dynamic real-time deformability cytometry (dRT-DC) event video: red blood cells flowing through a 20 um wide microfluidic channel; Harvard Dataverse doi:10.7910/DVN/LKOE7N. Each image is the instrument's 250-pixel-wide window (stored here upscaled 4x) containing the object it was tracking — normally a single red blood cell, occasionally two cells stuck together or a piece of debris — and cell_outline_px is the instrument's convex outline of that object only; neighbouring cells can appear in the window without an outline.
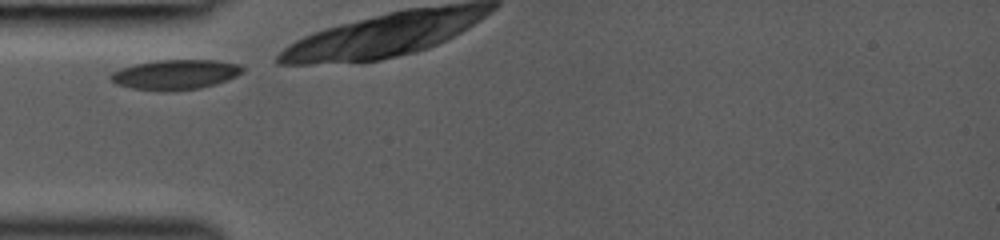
{"species": "common noctule bat (a hibernating species)", "species_latin": "Nyctalus noctula", "temperature_condition": "room temperature", "stored_images_in_passage": 4, "camera_frame_rate_fps": 3000, "um_per_image_px": 0.085, "animal": {"sex": "female", "body_mass_g": 19.0, "forearm_length_mm": 53.3}, "frame": {"image": 1, "passage_image": 1, "time_ms": 0.0, "image_size_px": [1000, 240], "cell_outline_px": [[244, 72], [236, 76], [200, 88], [168, 92], [132, 88], [116, 84], [108, 76], [112, 72], [120, 68], [136, 64], [156, 60], [216, 60], [240, 64], [244, 68]], "centroid_in_image_um": [14.89, 6.33], "position_along_channel_um": 70.1, "area_um2": 22.95}}